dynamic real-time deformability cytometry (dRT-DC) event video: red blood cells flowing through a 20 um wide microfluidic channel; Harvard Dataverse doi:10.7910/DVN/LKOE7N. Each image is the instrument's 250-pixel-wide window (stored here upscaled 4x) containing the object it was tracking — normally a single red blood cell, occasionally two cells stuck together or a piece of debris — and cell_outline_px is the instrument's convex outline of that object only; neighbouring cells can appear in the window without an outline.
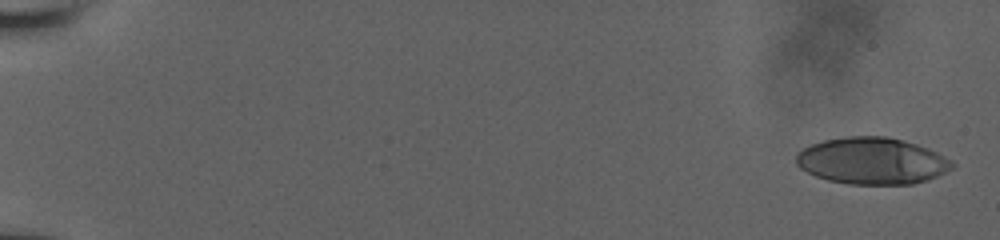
{"species": "human", "species_latin": "Homo sapiens", "temperature_condition": "room temperature", "stored_images_in_passage": 23, "camera_frame_rate_fps": 3000, "um_per_image_px": 0.085, "donor": {"sex": "male"}, "frame": {"image": 1, "passage_image": 1, "time_ms": 0.0, "image_size_px": [1000, 240], "cell_outline_px": [[956, 168], [928, 180], [912, 184], [848, 184], [828, 180], [816, 176], [800, 168], [796, 164], [796, 152], [812, 144], [824, 140], [848, 136], [888, 136], [904, 140], [928, 148], [952, 160], [956, 164]], "centroid_in_image_um": [74.16, 13.67], "position_along_channel_um": 10.8, "area_um2": 42.77}}
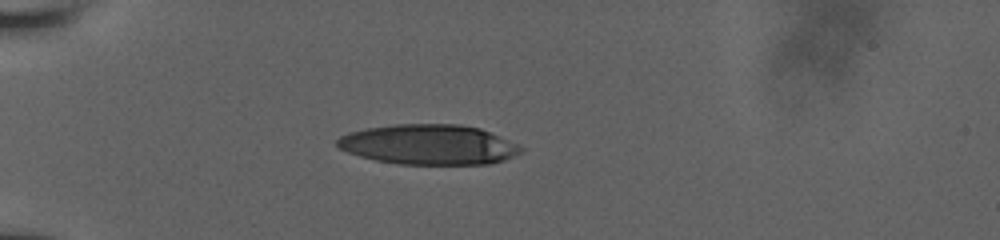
{"frame": {"image": 2, "passage_image": 17, "time_ms": 5.333, "image_size_px": [1000, 240], "cell_outline_px": [[524, 152], [504, 160], [492, 164], [400, 164], [376, 160], [360, 156], [348, 152], [340, 148], [336, 144], [336, 140], [340, 136], [348, 132], [364, 128], [396, 124], [460, 124], [480, 128], [516, 144], [524, 148]], "centroid_in_image_um": [36.44, 12.29], "position_along_channel_um": 48.6, "area_um2": 42.95}}
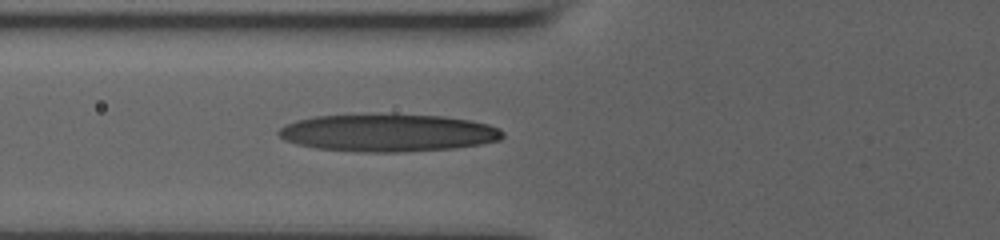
{"frame": {"image": 3, "passage_image": 23, "time_ms": 7.333, "image_size_px": [1000, 240], "cell_outline_px": [[504, 136], [500, 140], [480, 144], [452, 148], [396, 152], [360, 152], [316, 148], [296, 144], [284, 140], [276, 132], [284, 124], [296, 120], [316, 116], [444, 116], [472, 120], [488, 124], [500, 128], [504, 132]], "centroid_in_image_um": [32.99, 11.31], "position_along_channel_um": 92.8, "area_um2": 48.26}}